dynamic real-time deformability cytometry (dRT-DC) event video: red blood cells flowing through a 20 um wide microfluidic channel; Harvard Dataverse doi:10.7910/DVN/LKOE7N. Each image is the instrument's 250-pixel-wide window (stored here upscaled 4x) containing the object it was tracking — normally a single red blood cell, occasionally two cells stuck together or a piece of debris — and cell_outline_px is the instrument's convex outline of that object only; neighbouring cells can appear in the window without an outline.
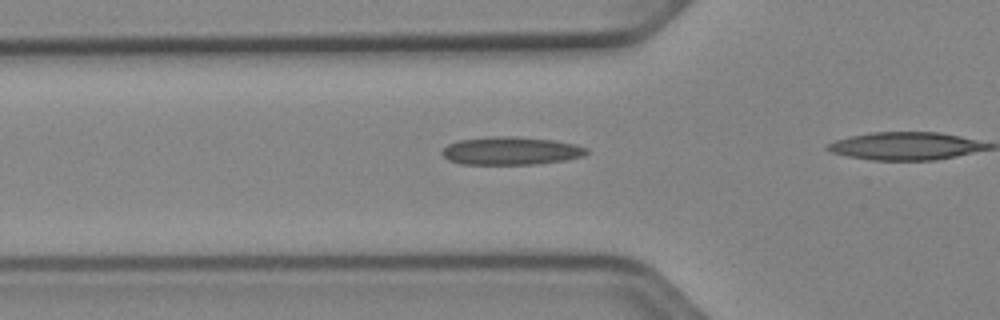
{"species": "Egyptian fruit bat (a non-hibernating species)", "species_latin": "Rousettus aegyptiacus", "temperature_condition": "cold", "stored_images_in_passage": 38, "camera_frame_rate_fps": 3000, "um_per_image_px": 0.085, "animal": {"sex": "female"}, "frame": {"image": 1, "passage_image": 14, "time_ms": 4.333, "image_size_px": [1000, 320], "cell_outline_px": [[588, 152], [580, 156], [564, 160], [536, 164], [460, 164], [448, 160], [440, 152], [448, 144], [456, 140], [488, 136], [512, 136], [552, 140], [576, 144], [588, 148]], "centroid_in_image_um": [43.37, 12.81], "position_along_channel_um": 82.4, "area_um2": 23.64}}
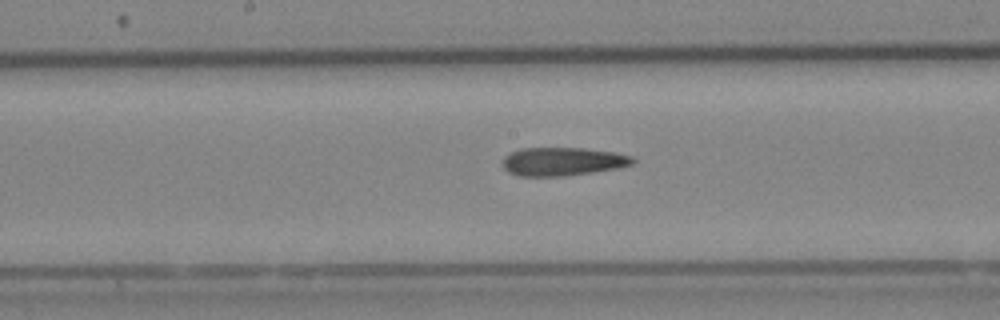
{"frame": {"image": 2, "passage_image": 23, "time_ms": 7.333, "image_size_px": [1000, 320], "cell_outline_px": [[636, 160], [632, 164], [616, 168], [592, 172], [560, 176], [520, 176], [508, 172], [504, 168], [504, 156], [520, 148], [584, 148], [616, 152], [636, 156]], "centroid_in_image_um": [47.87, 13.72], "position_along_channel_um": 200.3, "area_um2": 21.5}}
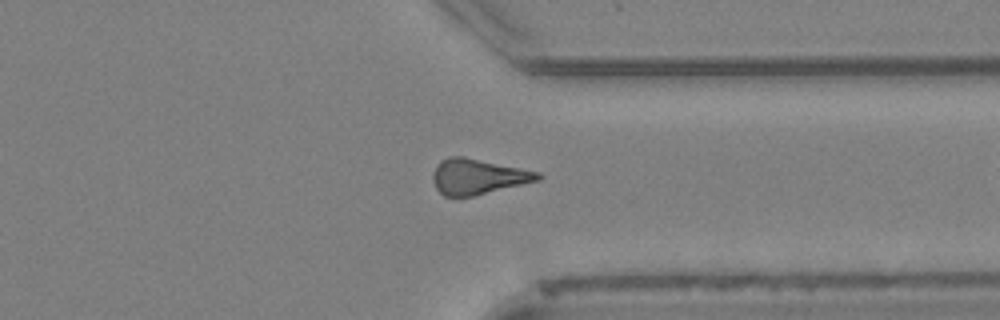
{"frame": {"image": 3, "passage_image": 36, "time_ms": 11.667, "image_size_px": [1000, 320], "cell_outline_px": [[544, 176], [540, 180], [472, 196], [444, 196], [436, 188], [432, 180], [432, 172], [440, 160], [448, 156], [464, 156], [540, 172]], "centroid_in_image_um": [40.61, 14.99], "position_along_channel_um": 370.8, "area_um2": 21.73}}